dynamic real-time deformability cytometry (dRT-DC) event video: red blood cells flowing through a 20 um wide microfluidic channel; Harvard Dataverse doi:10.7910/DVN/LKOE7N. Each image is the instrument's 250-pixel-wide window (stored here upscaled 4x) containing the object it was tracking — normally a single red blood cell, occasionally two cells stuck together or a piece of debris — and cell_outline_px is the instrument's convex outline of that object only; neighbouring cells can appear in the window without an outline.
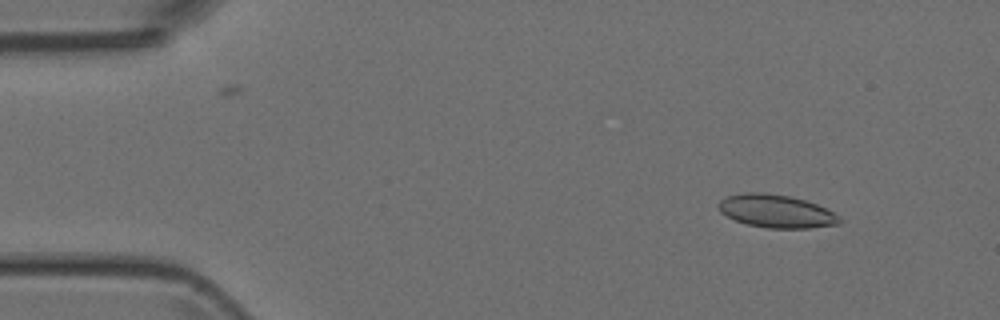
{"species": "Egyptian fruit bat (a non-hibernating species)", "species_latin": "Rousettus aegyptiacus", "temperature_condition": "room temperature", "stored_images_in_passage": 51, "camera_frame_rate_fps": 3000, "um_per_image_px": 0.085, "animal": {"sex": "female"}, "frame": {"image": 1, "passage_image": 6, "time_ms": 1.667, "image_size_px": [1000, 320], "cell_outline_px": [[840, 224], [808, 228], [768, 228], [748, 224], [736, 220], [720, 212], [716, 204], [720, 200], [728, 196], [744, 192], [764, 192], [792, 196], [816, 204], [840, 216]], "centroid_in_image_um": [65.96, 17.94], "position_along_channel_um": 19.0, "area_um2": 23.24}}
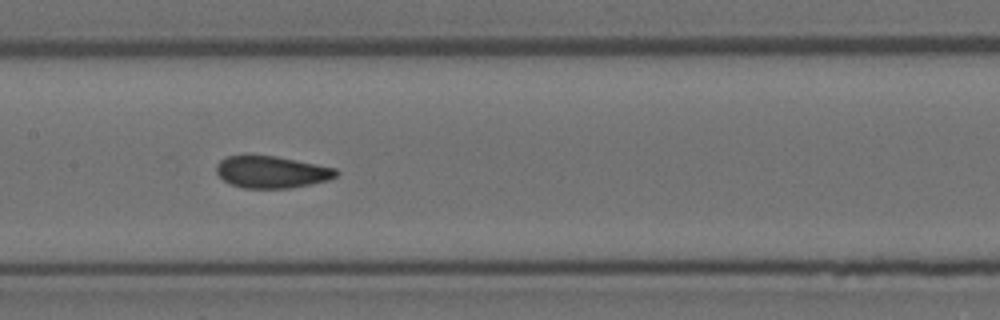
{"frame": {"image": 2, "passage_image": 25, "time_ms": 8.0, "image_size_px": [1000, 320], "cell_outline_px": [[340, 172], [336, 176], [328, 180], [312, 184], [292, 188], [244, 188], [232, 184], [224, 180], [216, 172], [216, 164], [220, 160], [228, 156], [276, 156], [336, 168]], "centroid_in_image_um": [23.12, 14.63], "position_along_channel_um": 184.3, "area_um2": 22.2}}
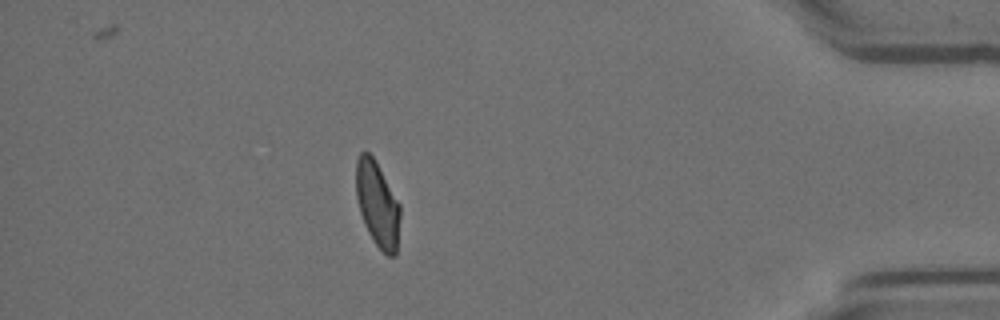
{"frame": {"image": 3, "passage_image": 45, "time_ms": 14.667, "image_size_px": [1000, 320], "cell_outline_px": [[400, 216], [396, 256], [388, 256], [372, 240], [364, 224], [360, 212], [356, 196], [356, 160], [360, 152], [368, 152], [376, 160], [400, 204]], "centroid_in_image_um": [32.08, 17.34], "position_along_channel_um": 403.1, "area_um2": 22.02}}